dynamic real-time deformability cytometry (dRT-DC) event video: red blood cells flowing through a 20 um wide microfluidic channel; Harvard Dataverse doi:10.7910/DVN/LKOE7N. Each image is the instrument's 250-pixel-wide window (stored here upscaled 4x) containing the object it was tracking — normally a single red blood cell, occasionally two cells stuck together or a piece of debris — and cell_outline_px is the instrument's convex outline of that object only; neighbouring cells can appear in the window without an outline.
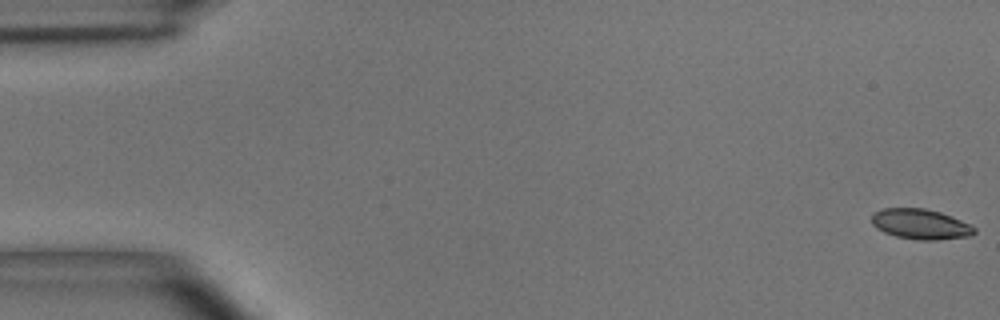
{"species": "common noctule bat (a hibernating species)", "species_latin": "Nyctalus noctula", "temperature_condition": "room temperature", "stored_images_in_passage": 5, "segment_of_instrument_passage": [2, 2], "camera_frame_rate_fps": 3000, "um_per_image_px": 0.085, "animal": {"sex": "male", "body_mass_g": 15.6}, "frame": {"image": 1, "passage_image": 5, "time_ms": 1.333, "image_size_px": [1000, 320], "cell_outline_px": [[976, 232], [972, 236], [936, 240], [920, 240], [896, 236], [884, 232], [876, 228], [872, 224], [872, 216], [876, 212], [884, 208], [924, 208], [940, 212], [952, 216], [976, 228]], "centroid_in_image_um": [78.27, 19.06], "position_along_channel_um": 6.7, "area_um2": 18.03}}